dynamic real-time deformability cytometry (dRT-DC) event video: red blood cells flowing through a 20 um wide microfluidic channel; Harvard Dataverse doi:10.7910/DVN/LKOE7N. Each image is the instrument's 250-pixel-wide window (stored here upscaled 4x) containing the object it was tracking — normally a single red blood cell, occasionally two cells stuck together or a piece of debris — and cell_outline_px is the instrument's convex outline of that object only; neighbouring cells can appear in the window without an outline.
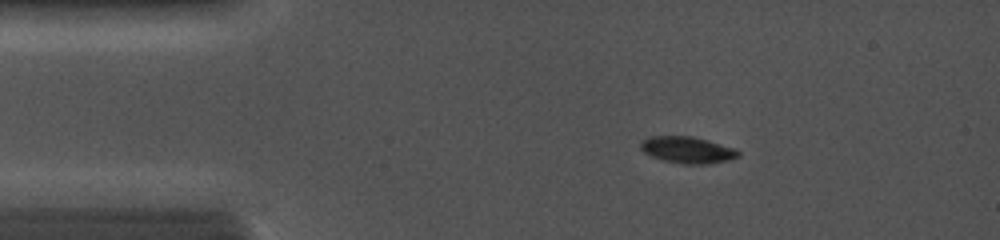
{"species": "common noctule bat (a hibernating species)", "species_latin": "Nyctalus noctula", "temperature_condition": "cold", "stored_images_in_passage": 40, "camera_frame_rate_fps": 5000, "um_per_image_px": 0.085, "animal": {"sex": "female", "body_mass_g": 19.0, "forearm_length_mm": 56.7}, "frame": {"image": 1, "passage_image": 8, "time_ms": 1.8, "image_size_px": [1000, 240], "cell_outline_px": [[740, 156], [728, 160], [708, 164], [680, 164], [664, 160], [652, 156], [644, 152], [640, 148], [640, 144], [644, 140], [652, 136], [692, 136], [708, 140], [736, 148], [740, 152]], "centroid_in_image_um": [58.47, 12.74], "position_along_channel_um": 26.5, "area_um2": 15.14}}
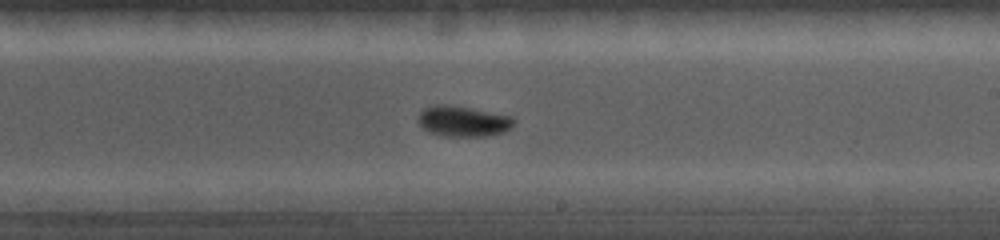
{"frame": {"image": 2, "passage_image": 27, "time_ms": 8.0, "image_size_px": [1000, 240], "cell_outline_px": [[516, 120], [504, 132], [488, 136], [444, 136], [428, 132], [416, 120], [416, 116], [424, 108], [436, 104], [444, 104], [472, 108], [512, 116]], "centroid_in_image_um": [39.32, 10.3], "position_along_channel_um": 249.7, "area_um2": 17.17}}
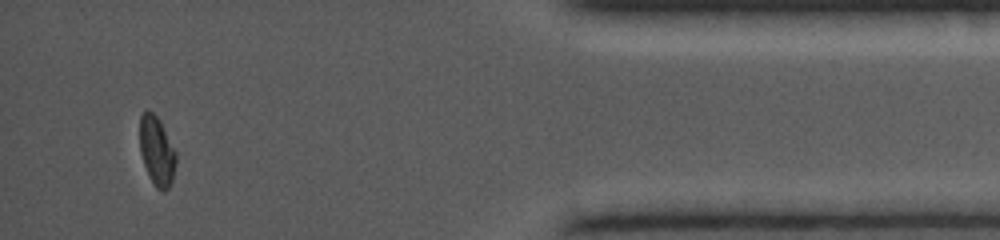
{"frame": {"image": 3, "passage_image": 37, "time_ms": 12.8, "image_size_px": [1000, 240], "cell_outline_px": [[176, 164], [172, 180], [168, 188], [164, 192], [156, 188], [144, 164], [140, 152], [140, 116], [144, 112], [152, 112], [156, 116], [176, 152]], "centroid_in_image_um": [13.33, 12.87], "position_along_channel_um": 421.9, "area_um2": 14.16}}